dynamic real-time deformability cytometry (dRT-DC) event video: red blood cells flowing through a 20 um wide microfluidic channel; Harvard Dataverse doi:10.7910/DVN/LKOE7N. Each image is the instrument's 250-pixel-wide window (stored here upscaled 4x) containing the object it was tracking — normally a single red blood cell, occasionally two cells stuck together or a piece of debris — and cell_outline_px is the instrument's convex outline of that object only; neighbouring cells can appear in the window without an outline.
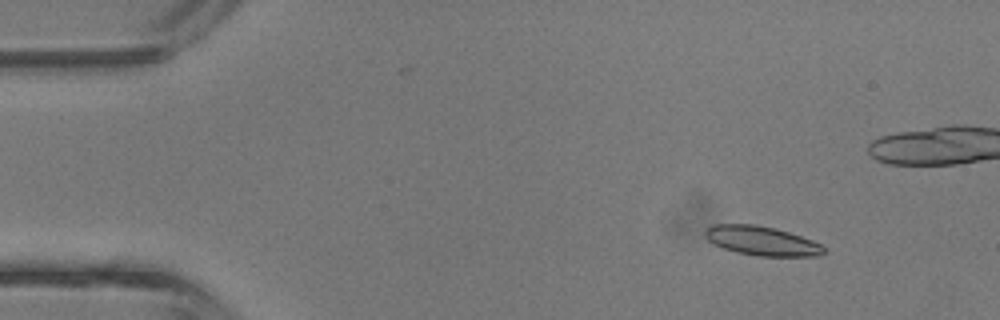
{"species": "common noctule bat (a hibernating species)", "species_latin": "Nyctalus noctula", "temperature_condition": "room temperature", "stored_images_in_passage": 43, "camera_frame_rate_fps": 3000, "um_per_image_px": 0.085, "animal": {"sex": "male", "body_mass_g": 13.3}, "frame": {"image": 1, "passage_image": 5, "time_ms": 1.333, "image_size_px": [1000, 320], "cell_outline_px": [[824, 252], [820, 256], [756, 256], [736, 252], [724, 248], [708, 240], [704, 236], [704, 232], [712, 224], [756, 224], [776, 228], [812, 240], [820, 244], [824, 248]], "centroid_in_image_um": [64.74, 20.47], "position_along_channel_um": 20.3, "area_um2": 20.17}}
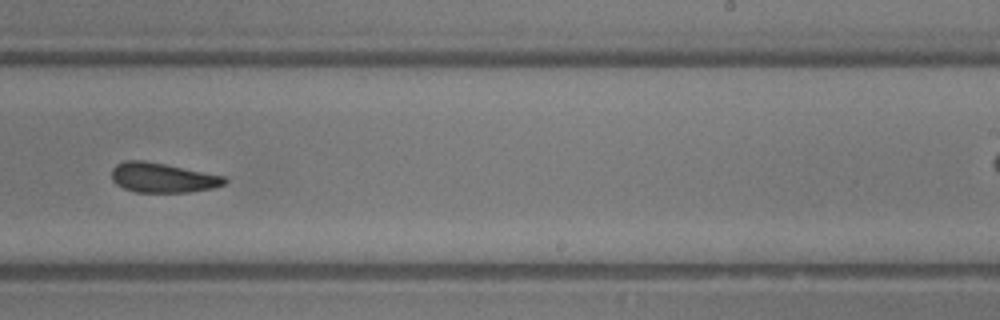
{"frame": {"image": 2, "passage_image": 26, "time_ms": 8.333, "image_size_px": [1000, 320], "cell_outline_px": [[228, 180], [224, 184], [212, 188], [188, 192], [136, 192], [124, 188], [116, 184], [112, 180], [112, 168], [116, 164], [124, 160], [144, 160], [224, 176]], "centroid_in_image_um": [13.78, 15.1], "position_along_channel_um": 275.2, "area_um2": 19.42}}
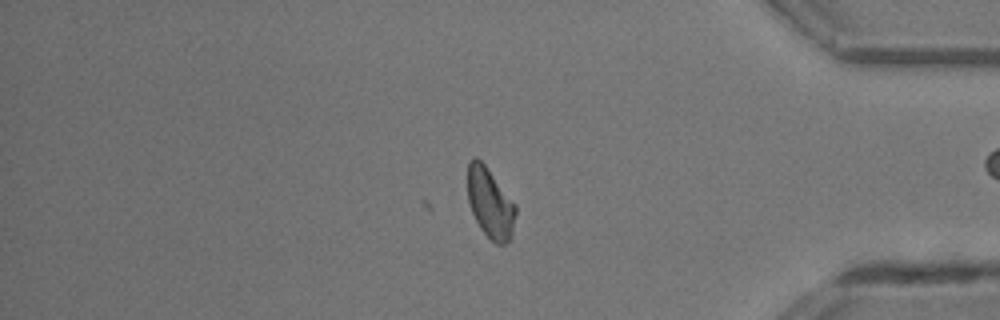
{"frame": {"image": 3, "passage_image": 35, "time_ms": 11.333, "image_size_px": [1000, 320], "cell_outline_px": [[516, 212], [512, 240], [504, 244], [496, 244], [480, 228], [472, 212], [468, 200], [468, 160], [472, 156], [476, 156], [484, 164], [516, 204]], "centroid_in_image_um": [41.68, 17.27], "position_along_channel_um": 393.5, "area_um2": 19.71}, "authors_computed_cell_mechanics": {"area_um2": 19.5942, "velocity_mm_per_s": 4.8928, "shape_relaxation_time_tau1_ms": null, "shape_relaxation_time_tau2_ms": 9.3045, "deformation_change_tau1": null, "deformation_change_tau2": 0.1597}}